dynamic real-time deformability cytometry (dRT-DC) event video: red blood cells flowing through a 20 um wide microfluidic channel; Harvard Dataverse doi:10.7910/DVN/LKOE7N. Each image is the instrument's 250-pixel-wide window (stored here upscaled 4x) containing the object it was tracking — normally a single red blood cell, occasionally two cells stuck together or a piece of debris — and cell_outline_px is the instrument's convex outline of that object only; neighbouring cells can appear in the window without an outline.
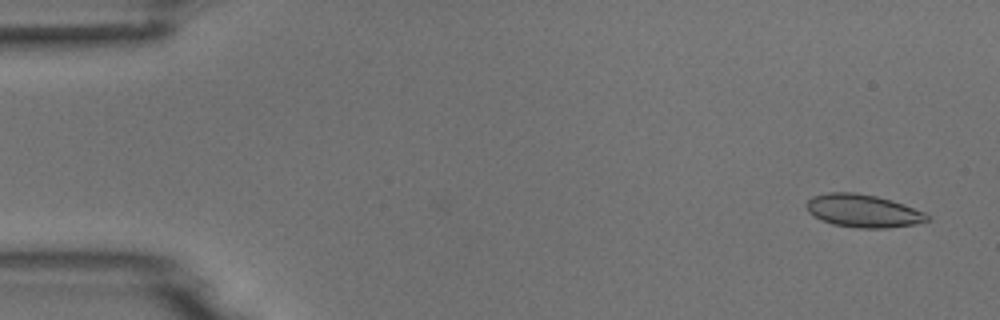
{"species": "common noctule bat (a hibernating species)", "species_latin": "Nyctalus noctula", "temperature_condition": "room temperature", "stored_images_in_passage": 8, "camera_frame_rate_fps": 3000, "um_per_image_px": 0.085, "animal": {"sex": "male", "body_mass_g": 18.8}, "frame": {"image": 1, "passage_image": 1, "time_ms": 0.0, "image_size_px": [1000, 320], "cell_outline_px": [[932, 220], [916, 224], [888, 228], [856, 228], [832, 224], [820, 220], [808, 212], [804, 204], [812, 196], [828, 192], [856, 192], [876, 196], [904, 204], [924, 212], [932, 216]], "centroid_in_image_um": [73.36, 17.93], "position_along_channel_um": 11.6, "area_um2": 23.52}}
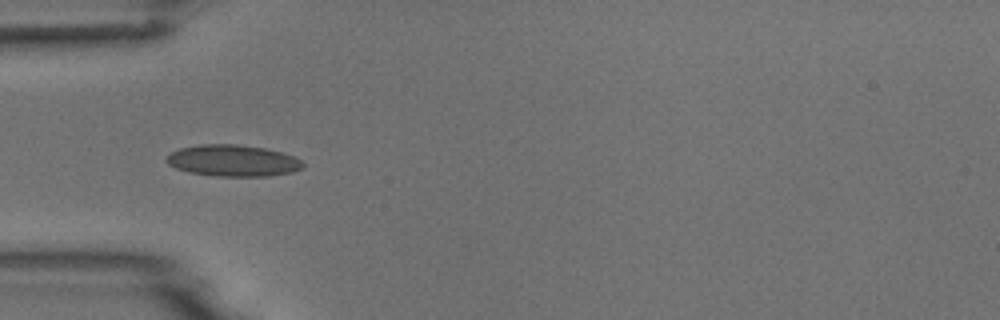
{"frame": {"image": 2, "passage_image": 5, "time_ms": 4.667, "image_size_px": [1000, 320], "cell_outline_px": [[304, 168], [292, 172], [268, 176], [216, 176], [188, 172], [176, 168], [168, 164], [164, 160], [172, 152], [180, 148], [200, 144], [236, 144], [264, 148], [280, 152], [292, 156], [300, 160], [304, 164]], "centroid_in_image_um": [19.78, 13.66], "position_along_channel_um": 65.2, "area_um2": 24.97}}